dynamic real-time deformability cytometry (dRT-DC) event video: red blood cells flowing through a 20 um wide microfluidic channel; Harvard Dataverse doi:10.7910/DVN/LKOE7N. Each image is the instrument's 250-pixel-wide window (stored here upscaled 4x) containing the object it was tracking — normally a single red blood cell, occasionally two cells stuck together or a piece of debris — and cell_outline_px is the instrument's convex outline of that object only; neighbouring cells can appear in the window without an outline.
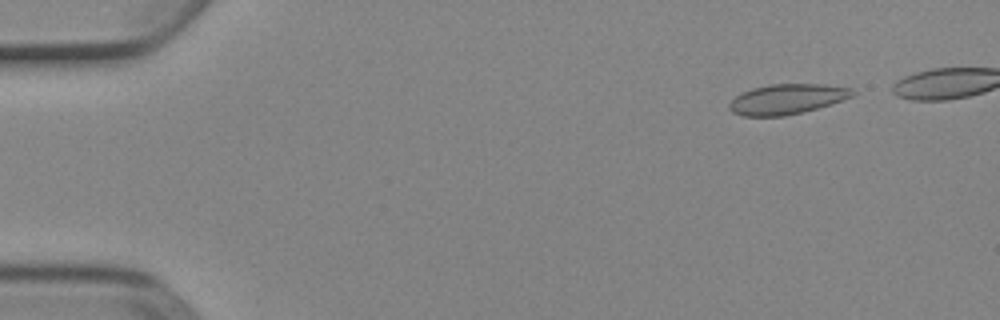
{"species": "Egyptian fruit bat (a non-hibernating species)", "species_latin": "Rousettus aegyptiacus", "temperature_condition": "cold", "stored_images_in_passage": 45, "camera_frame_rate_fps": 3000, "um_per_image_px": 0.085, "animal": {"sex": "female"}, "frame": {"image": 1, "passage_image": 4, "time_ms": 1.0, "image_size_px": [1000, 320], "cell_outline_px": [[856, 96], [804, 112], [784, 116], [744, 116], [732, 112], [728, 108], [728, 104], [736, 96], [752, 88], [768, 84], [824, 84], [852, 88], [856, 92]], "centroid_in_image_um": [66.93, 8.42], "position_along_channel_um": 18.1, "area_um2": 21.79}}
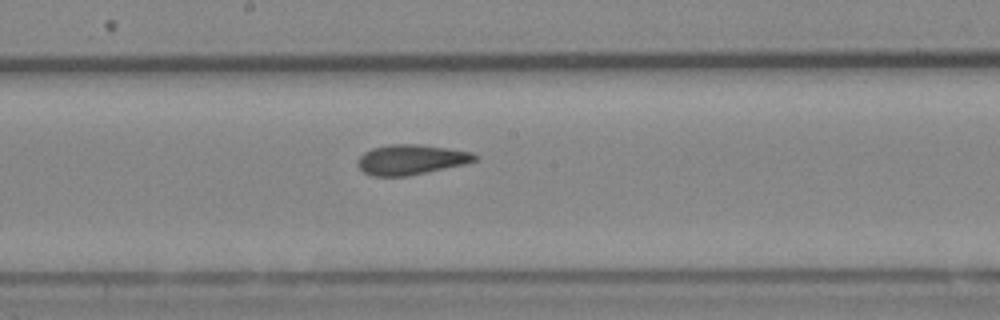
{"frame": {"image": 2, "passage_image": 27, "time_ms": 8.667, "image_size_px": [1000, 320], "cell_outline_px": [[480, 156], [476, 160], [464, 164], [408, 176], [372, 176], [364, 172], [356, 164], [356, 160], [364, 152], [372, 148], [388, 144], [420, 144], [472, 152]], "centroid_in_image_um": [34.91, 13.56], "position_along_channel_um": 213.3, "area_um2": 20.58}}
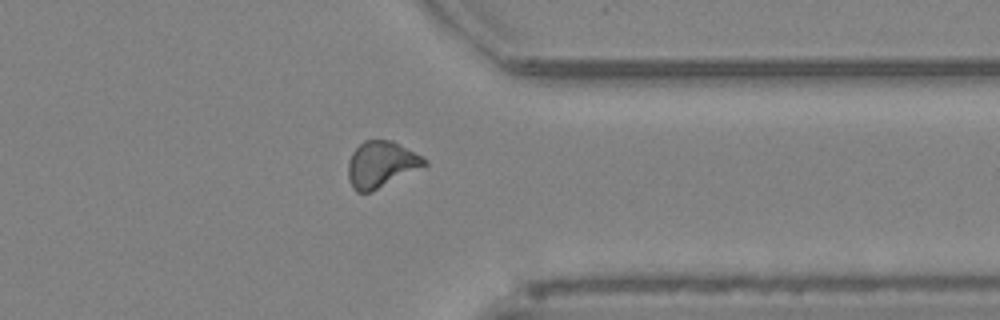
{"frame": {"image": 3, "passage_image": 40, "time_ms": 13.0, "image_size_px": [1000, 320], "cell_outline_px": [[428, 164], [368, 192], [356, 192], [352, 188], [348, 176], [348, 160], [352, 152], [364, 140], [392, 140], [428, 160]], "centroid_in_image_um": [32.36, 13.95], "position_along_channel_um": 379.0, "area_um2": 20.06}}